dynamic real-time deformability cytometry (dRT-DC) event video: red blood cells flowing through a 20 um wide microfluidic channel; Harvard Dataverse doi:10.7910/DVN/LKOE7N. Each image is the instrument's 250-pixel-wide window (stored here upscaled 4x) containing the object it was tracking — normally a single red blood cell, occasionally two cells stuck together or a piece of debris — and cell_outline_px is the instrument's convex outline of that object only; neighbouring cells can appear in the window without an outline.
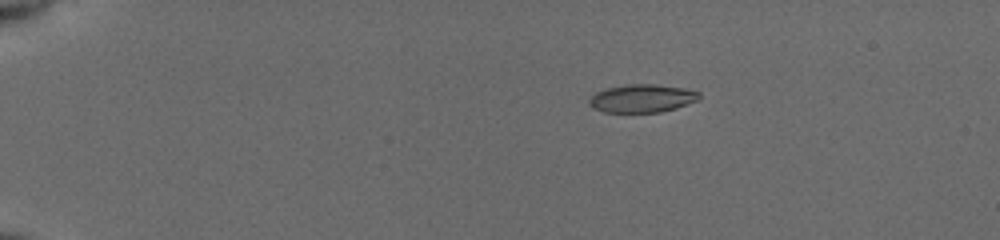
{"species": "common noctule bat (a hibernating species)", "species_latin": "Nyctalus noctula", "temperature_condition": "cold", "stored_images_in_passage": 45, "camera_frame_rate_fps": 3000, "um_per_image_px": 0.085, "animal": {"sex": "female", "body_mass_g": 19.5, "forearm_length_mm": 54.1}, "frame": {"image": 1, "passage_image": 2, "time_ms": 0.333, "image_size_px": [1000, 240], "cell_outline_px": [[700, 100], [676, 108], [660, 112], [604, 112], [592, 108], [588, 104], [588, 100], [596, 92], [608, 88], [628, 84], [656, 84], [680, 88], [700, 92]], "centroid_in_image_um": [54.57, 8.37], "position_along_channel_um": 30.4, "area_um2": 17.98}}
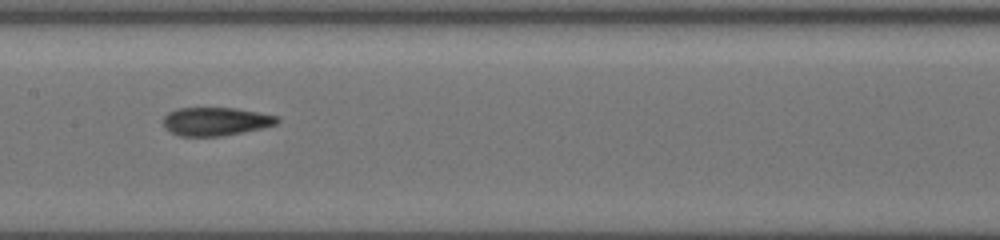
{"frame": {"image": 2, "passage_image": 21, "time_ms": 6.667, "image_size_px": [1000, 240], "cell_outline_px": [[280, 120], [276, 124], [260, 128], [220, 136], [180, 136], [172, 132], [164, 124], [164, 116], [168, 112], [176, 108], [236, 108], [280, 116]], "centroid_in_image_um": [18.35, 10.3], "position_along_channel_um": 189.0, "area_um2": 18.61}}
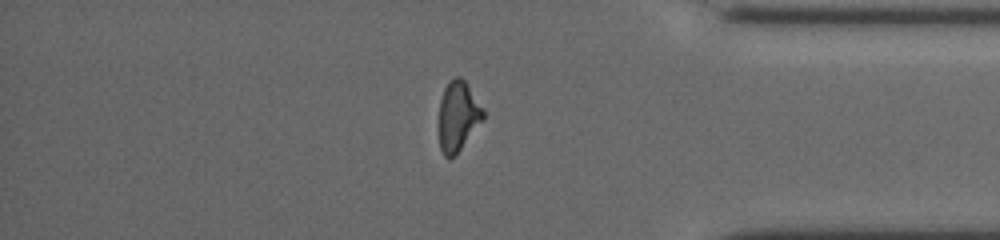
{"frame": {"image": 3, "passage_image": 38, "time_ms": 12.333, "image_size_px": [1000, 240], "cell_outline_px": [[484, 120], [460, 148], [448, 160], [444, 156], [440, 148], [440, 100], [444, 88], [456, 76], [460, 76], [464, 80], [484, 108]], "centroid_in_image_um": [38.95, 9.86], "position_along_channel_um": 396.2, "area_um2": 17.69}, "authors_computed_cell_mechanics": {"area_um2": 18.5538, "velocity_mm_per_s": 3.924, "shape_relaxation_time_tau1_ms": null, "shape_relaxation_time_tau2_ms": 1.6718, "deformation_change_tau1": null, "deformation_change_tau2": 0.0934}}